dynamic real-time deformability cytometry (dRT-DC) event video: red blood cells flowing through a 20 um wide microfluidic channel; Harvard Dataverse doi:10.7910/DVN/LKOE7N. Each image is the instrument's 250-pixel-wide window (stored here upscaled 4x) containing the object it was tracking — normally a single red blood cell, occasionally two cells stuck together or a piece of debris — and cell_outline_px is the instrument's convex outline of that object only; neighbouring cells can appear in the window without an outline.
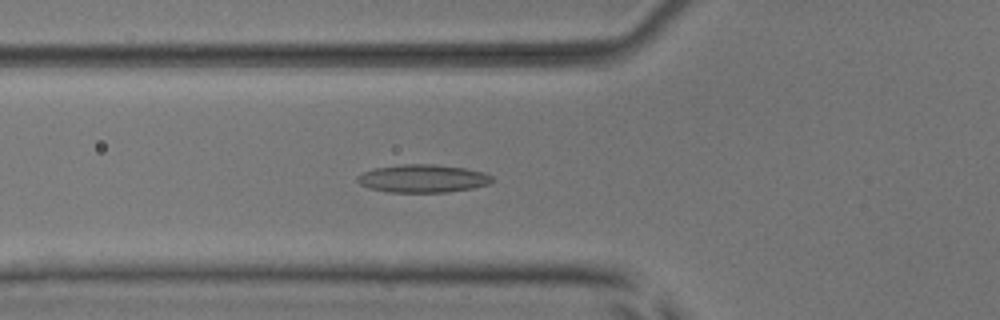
{"species": "common noctule bat (a hibernating species)", "species_latin": "Nyctalus noctula", "temperature_condition": "room temperature", "stored_images_in_passage": 36, "camera_frame_rate_fps": 3000, "um_per_image_px": 0.085, "animal": {"sex": "male", "body_mass_g": 17.9, "forearm_length_mm": 54.2}, "frame": {"image": 1, "passage_image": 3, "time_ms": 0.667, "image_size_px": [1000, 320], "cell_outline_px": [[492, 180], [488, 184], [472, 188], [448, 192], [388, 192], [368, 188], [360, 184], [356, 180], [356, 176], [364, 172], [376, 168], [404, 164], [436, 164], [464, 168], [484, 172], [492, 176]], "centroid_in_image_um": [35.92, 15.17], "position_along_channel_um": 89.9, "area_um2": 21.91}}
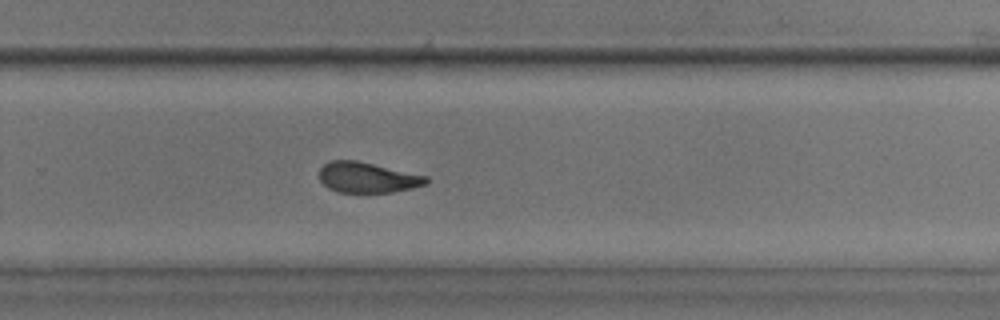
{"frame": {"image": 2, "passage_image": 19, "time_ms": 6.0, "image_size_px": [1000, 320], "cell_outline_px": [[428, 184], [412, 188], [392, 192], [336, 192], [328, 188], [320, 180], [320, 168], [324, 164], [332, 160], [356, 160], [428, 176]], "centroid_in_image_um": [31.24, 15.09], "position_along_channel_um": 298.6, "area_um2": 18.96}}
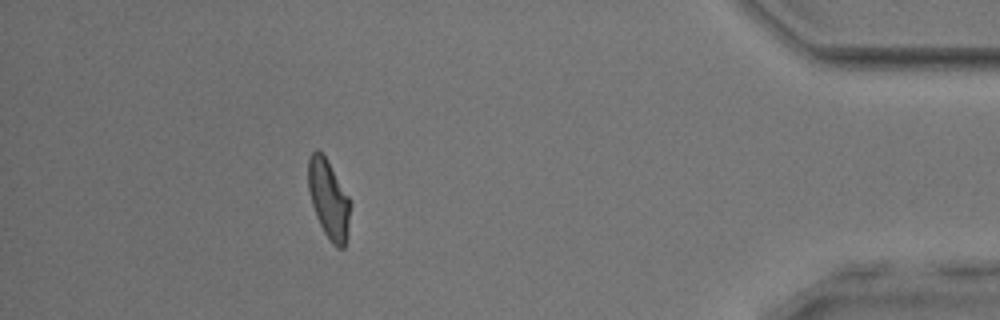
{"frame": {"image": 3, "passage_image": 31, "time_ms": 10.0, "image_size_px": [1000, 320], "cell_outline_px": [[348, 224], [344, 248], [336, 248], [332, 244], [324, 232], [316, 216], [312, 204], [308, 188], [308, 156], [316, 148], [328, 160], [348, 196]], "centroid_in_image_um": [27.89, 16.89], "position_along_channel_um": 407.3, "area_um2": 18.84}, "authors_computed_cell_mechanics": {"area_um2": 19.5075, "velocity_mm_per_s": 3.9172, "shape_relaxation_time_tau1_ms": null, "shape_relaxation_time_tau2_ms": 2.1429, "deformation_change_tau1": null, "deformation_change_tau2": 0.1016}}